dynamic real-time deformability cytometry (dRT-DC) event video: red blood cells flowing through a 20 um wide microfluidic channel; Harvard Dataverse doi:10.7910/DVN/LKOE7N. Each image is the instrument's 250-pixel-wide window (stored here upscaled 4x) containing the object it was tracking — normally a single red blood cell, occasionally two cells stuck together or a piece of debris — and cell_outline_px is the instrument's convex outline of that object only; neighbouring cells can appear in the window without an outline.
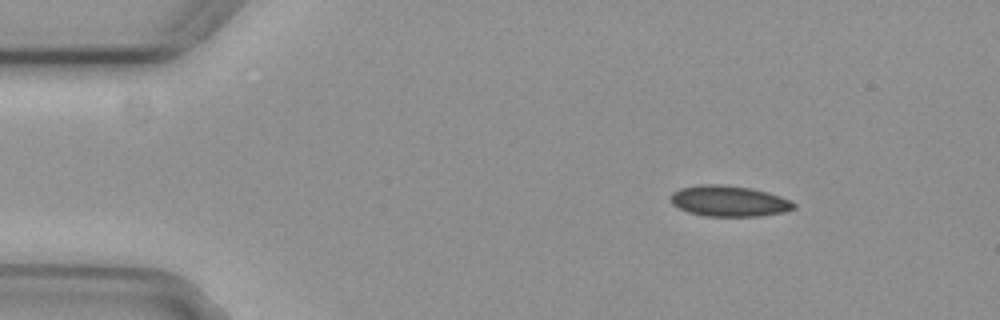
{"species": "common noctule bat (a hibernating species)", "species_latin": "Nyctalus noctula", "temperature_condition": "cold", "stored_images_in_passage": 5, "segment_of_instrument_passage": [1, 2], "camera_frame_rate_fps": 3000, "um_per_image_px": 0.085, "animal": {"sex": "female", "body_mass_g": 29.2, "forearm_length_mm": 56.3}, "frame": {"image": 1, "passage_image": 2, "time_ms": 0.333, "image_size_px": [1000, 320], "cell_outline_px": [[796, 208], [784, 212], [760, 216], [704, 216], [688, 212], [672, 204], [668, 196], [672, 192], [680, 188], [700, 184], [720, 184], [752, 188], [768, 192], [780, 196], [796, 204]], "centroid_in_image_um": [61.94, 17.08], "position_along_channel_um": 23.1, "area_um2": 22.31}}